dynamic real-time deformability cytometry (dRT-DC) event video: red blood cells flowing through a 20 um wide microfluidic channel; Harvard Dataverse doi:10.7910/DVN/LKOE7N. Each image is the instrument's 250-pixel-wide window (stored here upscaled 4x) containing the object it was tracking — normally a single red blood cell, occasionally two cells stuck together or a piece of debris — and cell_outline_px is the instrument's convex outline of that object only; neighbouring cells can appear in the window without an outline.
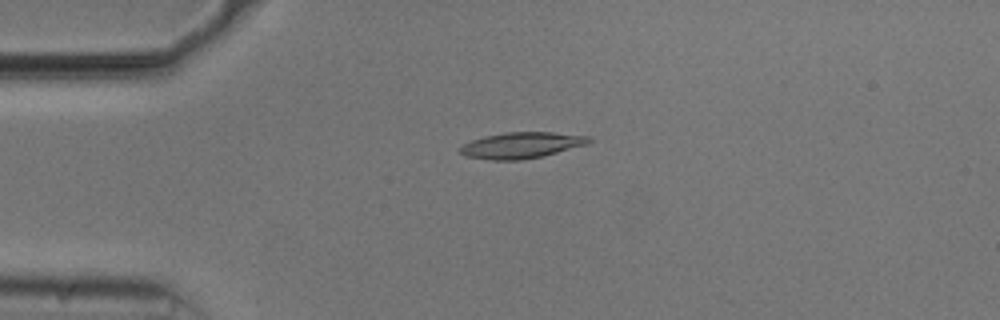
{"species": "common noctule bat (a hibernating species)", "species_latin": "Nyctalus noctula", "temperature_condition": "cold", "stored_images_in_passage": 54, "camera_frame_rate_fps": 3000, "um_per_image_px": 0.085, "animal": {"sex": "male", "body_mass_g": 20.5, "forearm_length_mm": 52.5}, "frame": {"image": 1, "passage_image": 13, "time_ms": 4.0, "image_size_px": [1000, 320], "cell_outline_px": [[592, 140], [588, 144], [540, 156], [520, 160], [492, 160], [464, 156], [460, 152], [460, 148], [464, 144], [472, 140], [484, 136], [504, 132], [552, 132], [592, 136]], "centroid_in_image_um": [44.33, 12.33], "position_along_channel_um": 40.7, "area_um2": 19.48}}
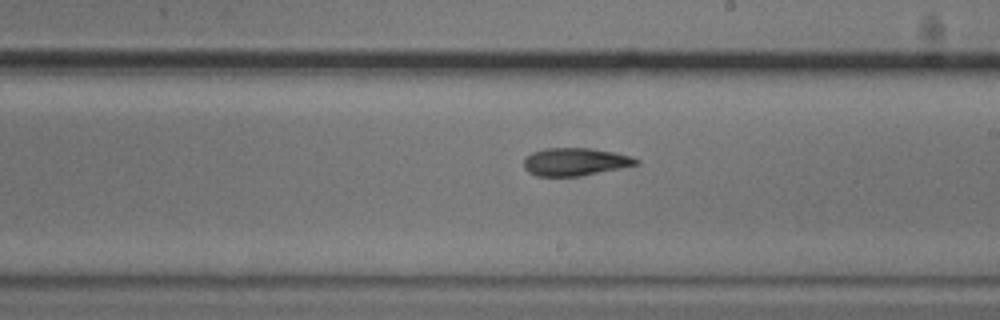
{"frame": {"image": 2, "passage_image": 31, "time_ms": 10.0, "image_size_px": [1000, 320], "cell_outline_px": [[640, 164], [580, 176], [536, 176], [528, 172], [524, 168], [524, 160], [532, 152], [544, 148], [588, 148], [616, 152], [632, 156], [640, 160]], "centroid_in_image_um": [48.91, 13.75], "position_along_channel_um": 240.1, "area_um2": 18.26}}
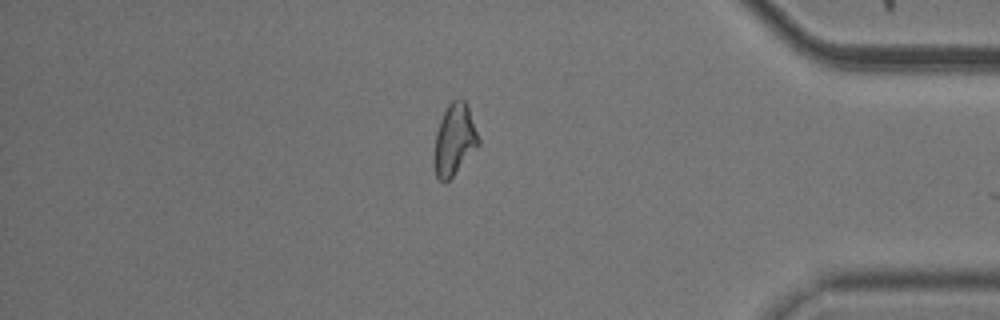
{"frame": {"image": 3, "passage_image": 46, "time_ms": 15.0, "image_size_px": [1000, 320], "cell_outline_px": [[480, 144], [452, 176], [448, 180], [440, 180], [436, 176], [436, 132], [440, 120], [448, 104], [452, 100], [464, 100], [468, 104], [480, 140]], "centroid_in_image_um": [38.67, 11.81], "position_along_channel_um": 396.5, "area_um2": 17.8}, "authors_computed_cell_mechanics": {"area_um2": 18.7272, "velocity_mm_per_s": 3.7499, "shape_relaxation_time_tau1_ms": 10.8812, "shape_relaxation_time_tau2_ms": 8.1193, "deformation_change_tau1": 0.2548, "deformation_change_tau2": 0.1744}}